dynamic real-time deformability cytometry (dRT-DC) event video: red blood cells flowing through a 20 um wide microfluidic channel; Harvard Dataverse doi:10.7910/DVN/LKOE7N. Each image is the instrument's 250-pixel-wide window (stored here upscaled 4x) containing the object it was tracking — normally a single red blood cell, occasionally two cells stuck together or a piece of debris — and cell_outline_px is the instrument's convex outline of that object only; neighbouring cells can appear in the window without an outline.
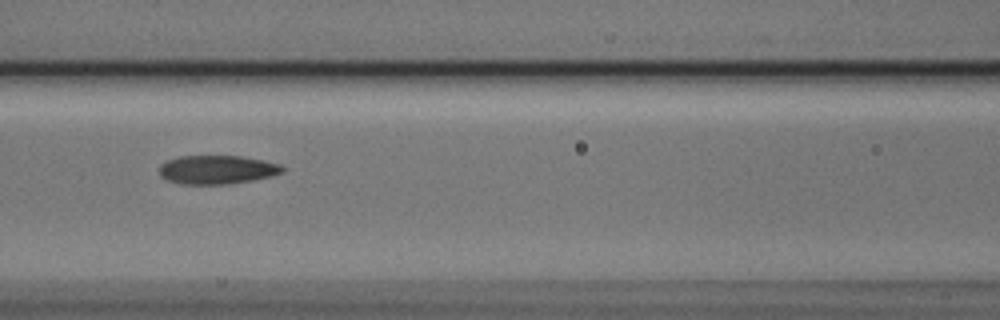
{"species": "Egyptian fruit bat (a non-hibernating species)", "species_latin": "Rousettus aegyptiacus", "temperature_condition": "cold", "stored_images_in_passage": 9, "camera_frame_rate_fps": 3000, "um_per_image_px": 0.085, "animal": {"sex": "male"}, "frame": {"image": 1, "passage_image": 7, "time_ms": 2.0, "image_size_px": [1000, 320], "cell_outline_px": [[284, 172], [272, 176], [252, 180], [228, 184], [180, 184], [168, 180], [160, 176], [160, 164], [168, 160], [180, 156], [240, 156], [280, 164], [284, 168]], "centroid_in_image_um": [18.44, 14.43], "position_along_channel_um": 148.2, "area_um2": 20.52}}
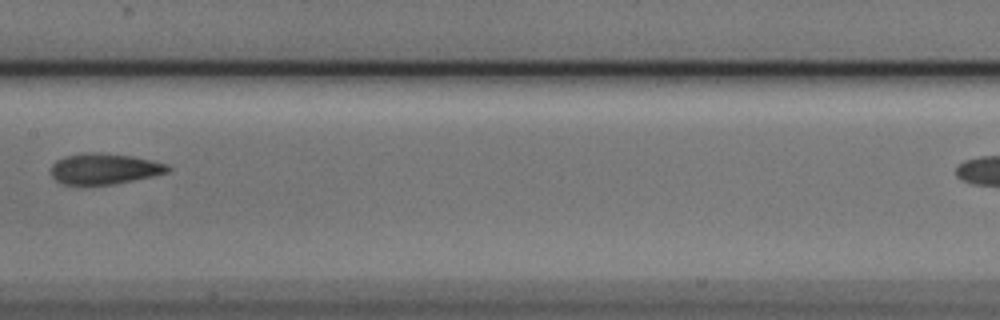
{"frame": {"image": 2, "passage_image": 8, "time_ms": 2.333, "image_size_px": [1000, 320], "cell_outline_px": [[172, 168], [168, 172], [152, 176], [112, 184], [60, 184], [52, 176], [52, 164], [56, 160], [64, 156], [84, 152], [100, 152], [132, 156], [152, 160], [168, 164]], "centroid_in_image_um": [8.87, 14.33], "position_along_channel_um": 198.5, "area_um2": 20.98}}
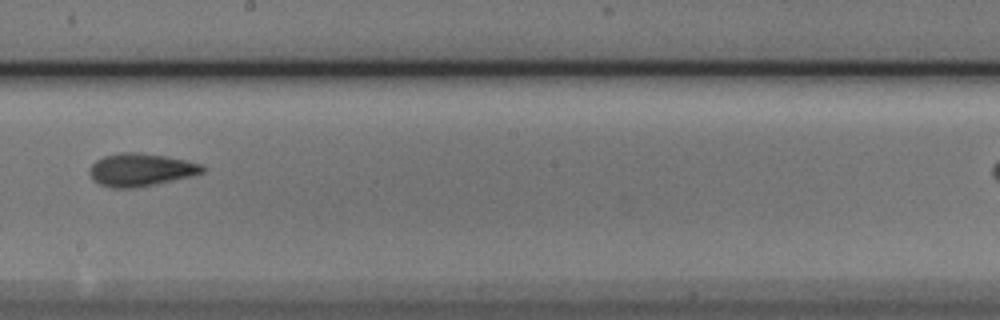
{"frame": {"image": 3, "passage_image": 9, "time_ms": 2.667, "image_size_px": [1000, 320], "cell_outline_px": [[208, 168], [204, 172], [192, 176], [156, 184], [136, 188], [112, 188], [100, 184], [92, 180], [88, 172], [88, 168], [96, 160], [104, 156], [120, 152], [140, 152], [164, 156], [204, 164]], "centroid_in_image_um": [11.97, 14.43], "position_along_channel_um": 236.2, "area_um2": 21.91}}